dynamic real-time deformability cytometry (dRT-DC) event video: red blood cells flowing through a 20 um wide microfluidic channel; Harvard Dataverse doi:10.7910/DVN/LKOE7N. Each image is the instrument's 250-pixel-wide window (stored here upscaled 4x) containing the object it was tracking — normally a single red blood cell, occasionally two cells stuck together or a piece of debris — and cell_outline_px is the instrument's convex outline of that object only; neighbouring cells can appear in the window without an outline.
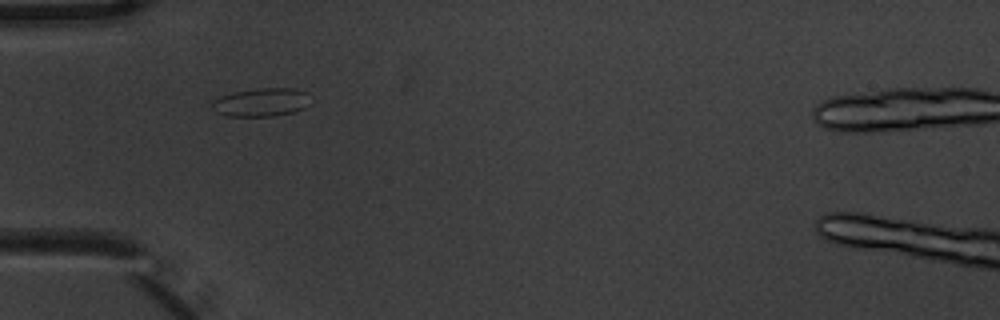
{"species": "common noctule bat (a hibernating species)", "species_latin": "Nyctalus noctula", "temperature_condition": "warm", "stored_images_in_passage": 2, "camera_frame_rate_fps": 3000, "um_per_image_px": 0.085, "animal": {"sex": "male", "body_mass_g": 20.1, "forearm_length_mm": 53.5}, "frame": {"image": 1, "passage_image": 1, "time_ms": 0.0, "image_size_px": [1000, 320], "cell_outline_px": [[308, 104], [304, 108], [296, 112], [276, 116], [228, 116], [216, 112], [212, 108], [212, 104], [220, 96], [236, 92], [260, 88], [292, 88], [304, 92]], "centroid_in_image_um": [22.2, 8.71], "position_along_channel_um": 62.8, "area_um2": 15.95}}
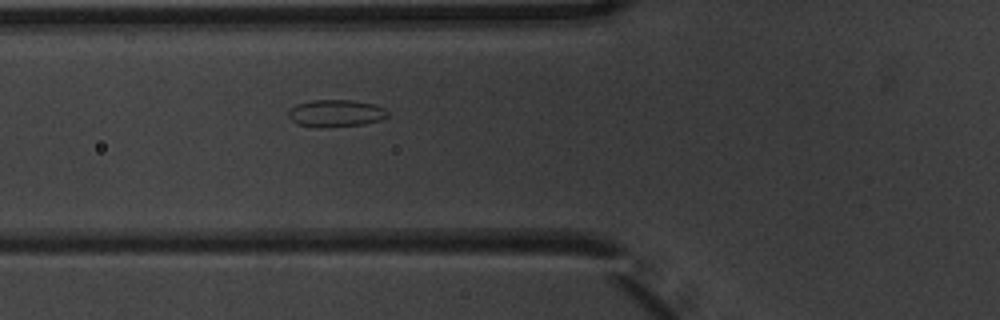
{"frame": {"image": 2, "passage_image": 2, "time_ms": 0.333, "image_size_px": [1000, 320], "cell_outline_px": [[388, 116], [380, 120], [364, 124], [324, 128], [320, 128], [296, 124], [288, 116], [288, 112], [296, 104], [312, 100], [352, 100], [372, 104], [384, 108], [388, 112]], "centroid_in_image_um": [28.53, 9.64], "position_along_channel_um": 97.3, "area_um2": 15.78}}